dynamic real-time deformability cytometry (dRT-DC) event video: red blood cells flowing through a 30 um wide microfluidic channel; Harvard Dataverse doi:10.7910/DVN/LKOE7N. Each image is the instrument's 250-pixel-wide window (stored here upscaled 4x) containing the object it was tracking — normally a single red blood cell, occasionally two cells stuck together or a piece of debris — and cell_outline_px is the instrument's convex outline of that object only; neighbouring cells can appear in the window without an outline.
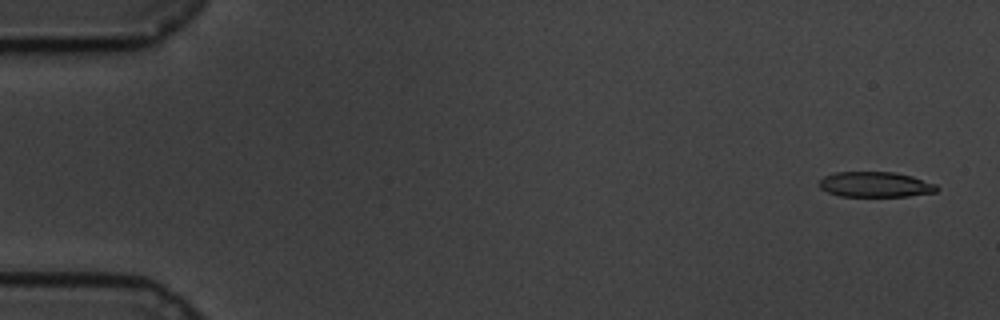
{"species": "common noctule bat (a hibernating species)", "species_latin": "Nyctalus noctula", "temperature_condition": "cold", "stored_images_in_passage": 60, "camera_frame_rate_fps": 3000, "um_per_image_px": 0.085, "animal": {"sex": "male", "body_mass_g": 19.5, "forearm_length_mm": 54.6}, "frame": {"image": 1, "passage_image": 3, "time_ms": 0.667, "image_size_px": [1000, 320], "cell_outline_px": [[940, 188], [936, 192], [908, 196], [840, 196], [828, 192], [820, 188], [820, 180], [824, 176], [836, 172], [896, 172], [912, 176], [936, 184]], "centroid_in_image_um": [74.43, 15.68], "position_along_channel_um": 10.6, "area_um2": 17.34}}
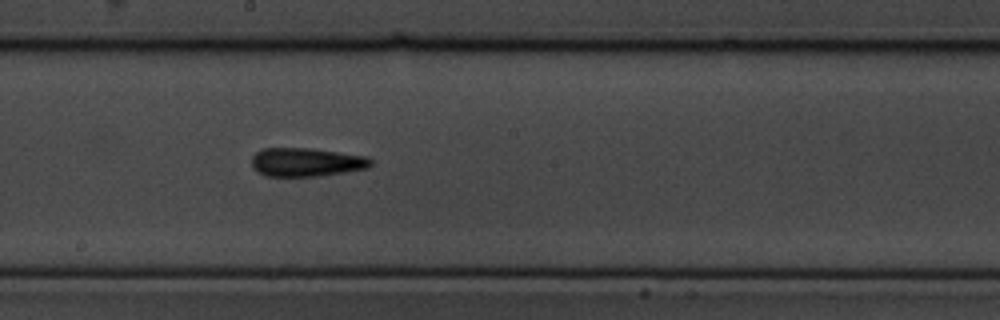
{"frame": {"image": 2, "passage_image": 33, "time_ms": 10.667, "image_size_px": [1000, 320], "cell_outline_px": [[372, 164], [368, 168], [320, 176], [264, 176], [256, 172], [252, 168], [252, 156], [256, 152], [264, 148], [312, 148], [368, 156], [372, 160]], "centroid_in_image_um": [26.03, 13.78], "position_along_channel_um": 222.2, "area_um2": 20.11}}
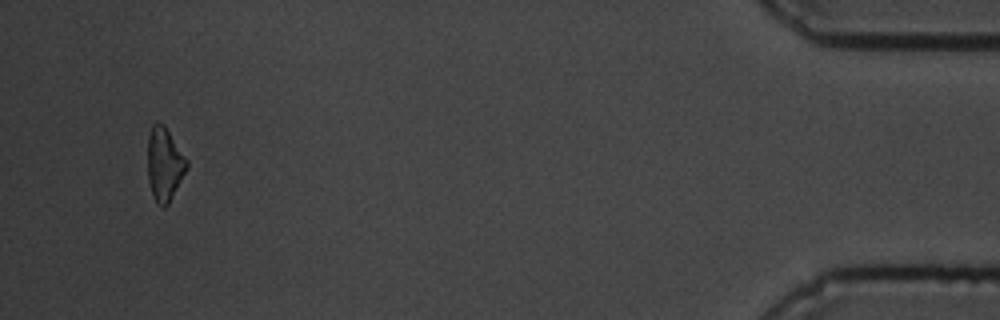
{"frame": {"image": 3, "passage_image": 57, "time_ms": 18.667, "image_size_px": [1000, 320], "cell_outline_px": [[188, 168], [168, 204], [164, 208], [156, 204], [152, 196], [148, 180], [148, 136], [152, 124], [156, 120], [164, 124], [188, 160]], "centroid_in_image_um": [13.97, 13.95], "position_along_channel_um": 421.2, "area_um2": 16.99}, "authors_computed_cell_mechanics": {"area_um2": 18.7272, "velocity_mm_per_s": 3.4178, "shape_relaxation_time_tau1_ms": 9.9633, "shape_relaxation_time_tau2_ms": 8.851, "deformation_change_tau1": 0.2109, "deformation_change_tau2": 0.2142}}